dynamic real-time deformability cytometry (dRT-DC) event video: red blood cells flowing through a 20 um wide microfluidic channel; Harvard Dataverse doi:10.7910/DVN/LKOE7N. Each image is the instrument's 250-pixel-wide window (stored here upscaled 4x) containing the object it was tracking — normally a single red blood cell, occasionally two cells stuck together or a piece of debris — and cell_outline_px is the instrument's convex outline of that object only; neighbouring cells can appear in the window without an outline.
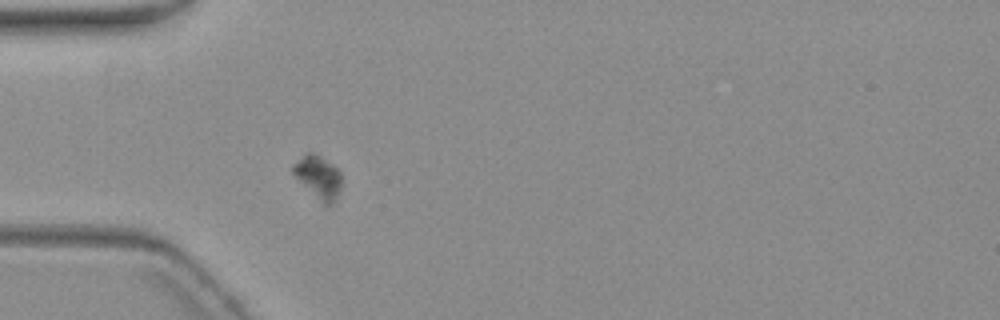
{"species": "common noctule bat (a hibernating species)", "species_latin": "Nyctalus noctula", "temperature_condition": "warm", "stored_images_in_passage": 4, "camera_frame_rate_fps": 3000, "um_per_image_px": 0.085, "animal": {"sex": "female", "body_mass_g": 19.3, "forearm_length_mm": 54.1}, "frame": {"image": 1, "passage_image": 4, "time_ms": 4.667, "image_size_px": [1000, 320], "cell_outline_px": [[340, 188], [336, 200], [332, 204], [324, 204], [292, 172], [292, 164], [304, 152], [316, 152], [332, 164], [340, 172]], "centroid_in_image_um": [27.05, 14.98], "position_along_channel_um": 58.0, "area_um2": 11.85}}